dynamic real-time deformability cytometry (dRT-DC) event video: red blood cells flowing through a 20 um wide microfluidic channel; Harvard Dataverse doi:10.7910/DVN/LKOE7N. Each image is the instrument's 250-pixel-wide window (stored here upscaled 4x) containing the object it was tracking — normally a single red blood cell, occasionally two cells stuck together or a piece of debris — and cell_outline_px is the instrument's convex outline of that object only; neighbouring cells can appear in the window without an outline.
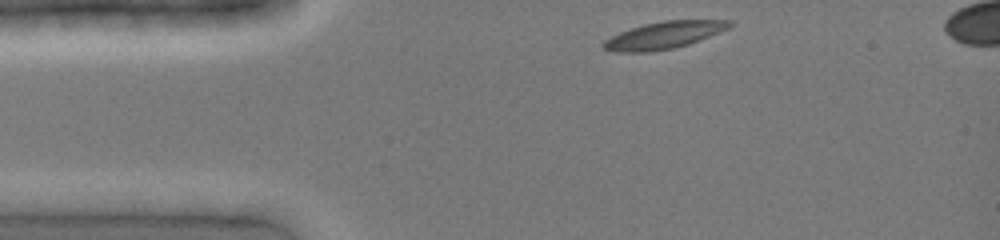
{"species": "common noctule bat (a hibernating species)", "species_latin": "Nyctalus noctula", "temperature_condition": "cold", "stored_images_in_passage": 23, "camera_frame_rate_fps": 3000, "um_per_image_px": 0.085, "animal": {"sex": "female", "body_mass_g": 19.0, "forearm_length_mm": 51.5}, "frame": {"image": 1, "passage_image": 1, "time_ms": 0.0, "image_size_px": [1000, 240], "cell_outline_px": [[732, 24], [728, 28], [688, 44], [672, 48], [648, 52], [612, 52], [600, 48], [600, 44], [604, 40], [620, 32], [644, 24], [664, 20], [732, 20]], "centroid_in_image_um": [56.35, 3.0], "position_along_channel_um": 28.6, "area_um2": 19.77}}
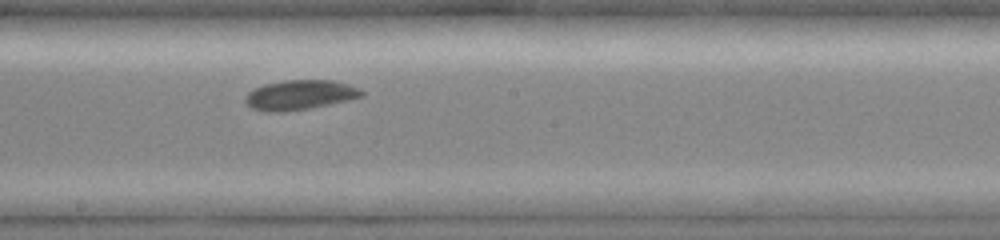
{"frame": {"image": 2, "passage_image": 17, "time_ms": 5.333, "image_size_px": [1000, 240], "cell_outline_px": [[364, 96], [348, 100], [308, 108], [280, 112], [268, 112], [252, 108], [244, 100], [248, 92], [264, 84], [284, 80], [332, 80], [348, 84], [364, 92]], "centroid_in_image_um": [25.48, 8.06], "position_along_channel_um": 222.7, "area_um2": 19.88}}
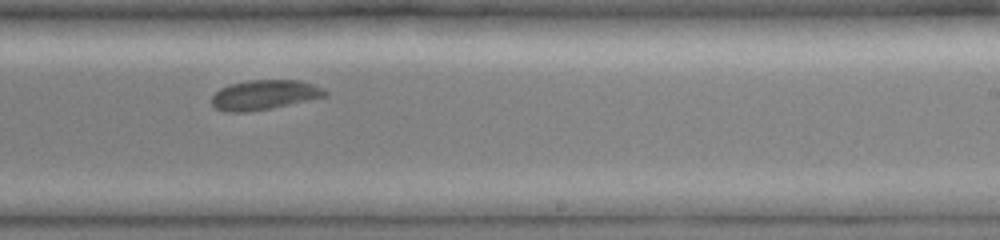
{"frame": {"image": 3, "passage_image": 20, "time_ms": 6.333, "image_size_px": [1000, 240], "cell_outline_px": [[328, 96], [268, 108], [244, 112], [228, 112], [216, 108], [212, 104], [212, 96], [220, 88], [228, 84], [248, 80], [300, 80], [324, 88], [328, 92]], "centroid_in_image_um": [22.47, 8.04], "position_along_channel_um": 266.5, "area_um2": 19.48}}